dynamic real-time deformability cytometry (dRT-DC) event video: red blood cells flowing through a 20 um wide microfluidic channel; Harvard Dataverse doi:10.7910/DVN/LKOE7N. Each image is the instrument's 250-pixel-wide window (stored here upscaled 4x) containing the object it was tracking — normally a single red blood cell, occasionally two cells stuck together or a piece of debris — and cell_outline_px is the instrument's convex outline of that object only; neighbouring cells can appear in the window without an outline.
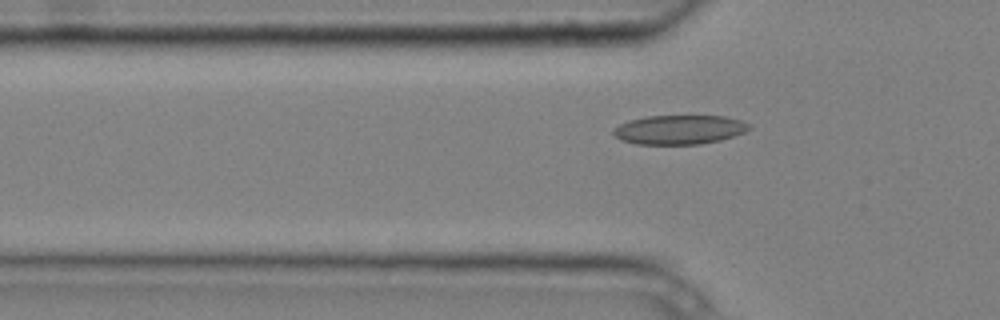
{"species": "common noctule bat (a hibernating species)", "species_latin": "Nyctalus noctula", "temperature_condition": "cold", "stored_images_in_passage": 6, "segment_of_instrument_passage": [2, 2], "camera_frame_rate_fps": 3000, "um_per_image_px": 0.085, "animal": {"sex": "male", "body_mass_g": 20.4}, "frame": {"image": 1, "passage_image": 6, "time_ms": 1.667, "image_size_px": [1000, 320], "cell_outline_px": [[752, 128], [744, 132], [720, 140], [700, 144], [636, 144], [620, 140], [612, 132], [620, 124], [628, 120], [648, 116], [724, 116], [740, 120], [752, 124]], "centroid_in_image_um": [57.76, 11.02], "position_along_channel_um": 68.0, "area_um2": 23.06}}